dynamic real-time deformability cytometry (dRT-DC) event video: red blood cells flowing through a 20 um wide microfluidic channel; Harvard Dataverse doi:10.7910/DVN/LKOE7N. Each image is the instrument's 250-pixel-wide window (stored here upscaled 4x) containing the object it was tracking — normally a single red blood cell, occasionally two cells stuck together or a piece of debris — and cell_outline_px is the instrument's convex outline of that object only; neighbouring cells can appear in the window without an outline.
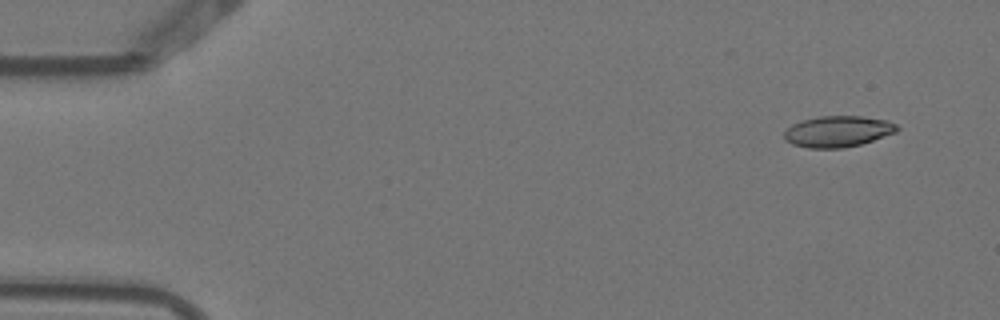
{"species": "Egyptian fruit bat (a non-hibernating species)", "species_latin": "Rousettus aegyptiacus", "temperature_condition": "warm", "stored_images_in_passage": 5, "camera_frame_rate_fps": 3000, "um_per_image_px": 0.085, "animal": {"sex": "female"}, "frame": {"image": 1, "passage_image": 1, "time_ms": 0.0, "image_size_px": [1000, 320], "cell_outline_px": [[900, 128], [896, 132], [860, 144], [844, 148], [808, 148], [792, 144], [784, 140], [784, 132], [792, 124], [804, 120], [820, 116], [860, 116], [888, 120], [896, 124]], "centroid_in_image_um": [71.21, 11.17], "position_along_channel_um": 13.8, "area_um2": 20.4}}
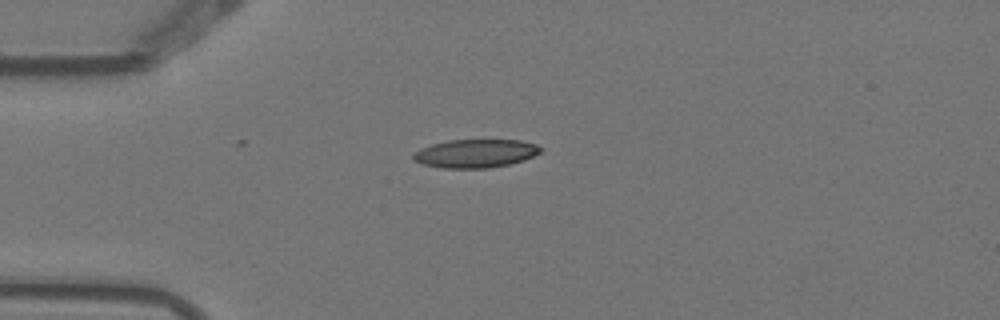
{"frame": {"image": 2, "passage_image": 3, "time_ms": 0.667, "image_size_px": [1000, 320], "cell_outline_px": [[544, 148], [540, 152], [524, 160], [508, 164], [488, 168], [440, 168], [424, 164], [416, 160], [412, 156], [420, 148], [432, 144], [448, 140], [520, 140], [536, 144]], "centroid_in_image_um": [40.44, 13.04], "position_along_channel_um": 44.6, "area_um2": 20.92}}
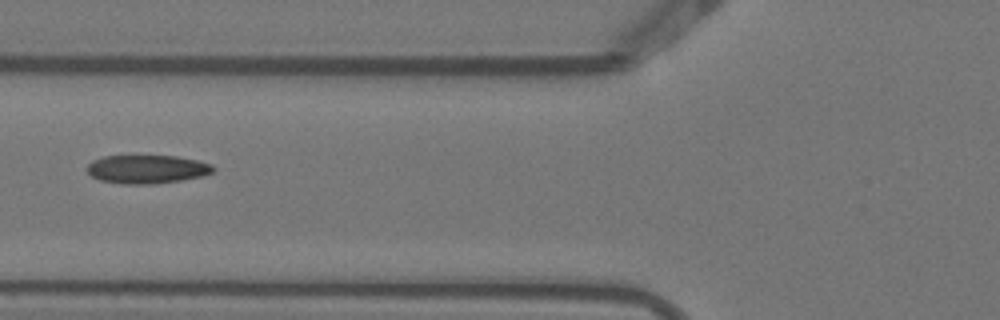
{"frame": {"image": 3, "passage_image": 5, "time_ms": 1.333, "image_size_px": [1000, 320], "cell_outline_px": [[216, 168], [212, 172], [200, 176], [180, 180], [152, 184], [124, 184], [100, 180], [92, 176], [88, 172], [88, 164], [92, 160], [104, 156], [176, 156], [196, 160], [212, 164]], "centroid_in_image_um": [12.49, 14.38], "position_along_channel_um": 113.3, "area_um2": 20.75}}